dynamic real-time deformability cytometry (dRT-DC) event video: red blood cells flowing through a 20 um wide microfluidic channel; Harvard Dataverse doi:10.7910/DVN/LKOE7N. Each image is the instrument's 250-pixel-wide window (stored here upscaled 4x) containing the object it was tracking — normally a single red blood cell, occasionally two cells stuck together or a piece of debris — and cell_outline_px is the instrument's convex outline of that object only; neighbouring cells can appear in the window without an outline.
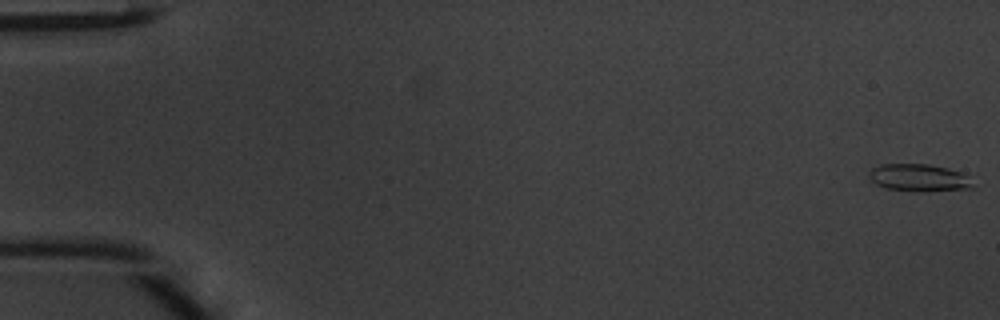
{"species": "common noctule bat (a hibernating species)", "species_latin": "Nyctalus noctula", "temperature_condition": "warm", "stored_images_in_passage": 48, "camera_frame_rate_fps": 3000, "um_per_image_px": 0.085, "animal": {"sex": "male", "body_mass_g": 20.1, "forearm_length_mm": 53.5}, "frame": {"image": 1, "passage_image": 1, "time_ms": 0.0, "image_size_px": [1000, 320], "cell_outline_px": [[972, 188], [920, 192], [916, 192], [884, 188], [876, 184], [868, 176], [868, 172], [872, 168], [880, 164], [928, 164], [948, 168], [960, 172], [968, 176], [972, 184]], "centroid_in_image_um": [78.07, 15.11], "position_along_channel_um": 6.9, "area_um2": 16.65}}
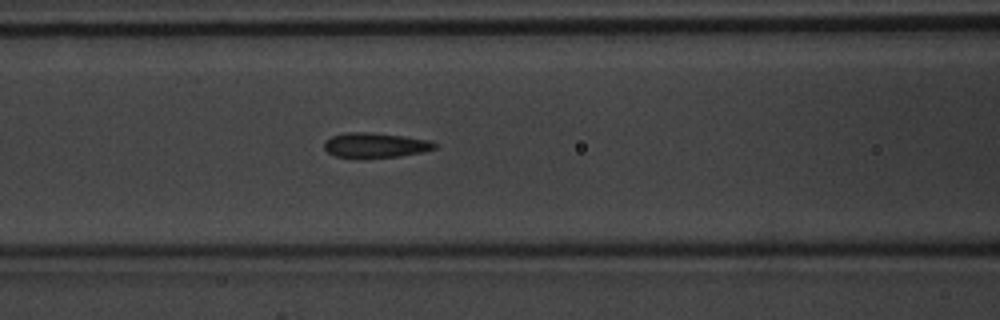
{"frame": {"image": 2, "passage_image": 21, "time_ms": 6.667, "image_size_px": [1000, 320], "cell_outline_px": [[436, 148], [424, 152], [400, 156], [360, 160], [336, 156], [328, 152], [324, 148], [324, 140], [332, 136], [344, 132], [372, 132], [404, 136], [428, 140], [436, 144]], "centroid_in_image_um": [31.86, 12.36], "position_along_channel_um": 134.7, "area_um2": 16.59}}
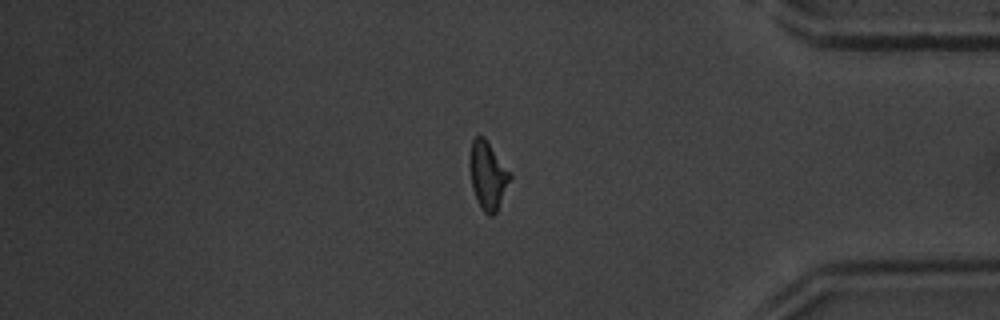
{"frame": {"image": 3, "passage_image": 41, "time_ms": 13.333, "image_size_px": [1000, 320], "cell_outline_px": [[512, 176], [496, 212], [492, 216], [488, 216], [480, 208], [472, 188], [468, 160], [468, 156], [472, 140], [476, 136], [484, 136], [512, 172]], "centroid_in_image_um": [41.45, 14.88], "position_along_channel_um": 393.7, "area_um2": 16.3}, "authors_computed_cell_mechanics": {"area_um2": 16.0106, "velocity_mm_per_s": 4.2395, "shape_relaxation_time_tau1_ms": 3.1503, "shape_relaxation_time_tau2_ms": 1.8042, "deformation_change_tau1": 0.1514, "deformation_change_tau2": 0.123}}